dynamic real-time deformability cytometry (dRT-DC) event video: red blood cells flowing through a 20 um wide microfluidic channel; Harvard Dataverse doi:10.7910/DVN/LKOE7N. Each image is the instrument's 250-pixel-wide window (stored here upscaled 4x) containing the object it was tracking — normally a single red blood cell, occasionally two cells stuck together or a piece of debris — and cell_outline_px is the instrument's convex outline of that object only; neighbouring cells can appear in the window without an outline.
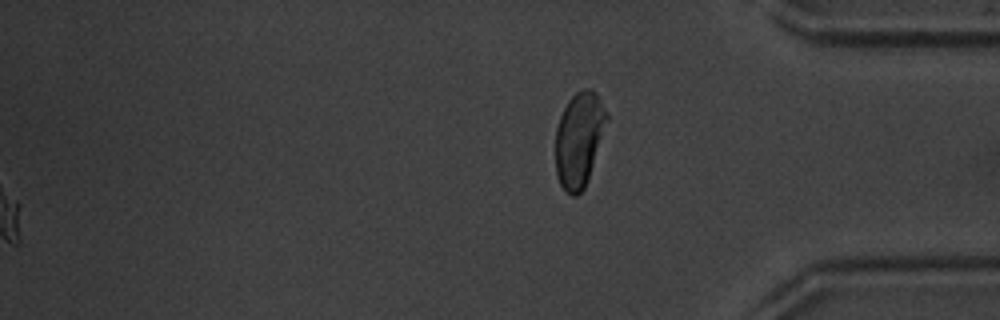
{"species": "common noctule bat (a hibernating species)", "species_latin": "Nyctalus noctula", "temperature_condition": "warm", "stored_images_in_passage": 36, "segment_of_instrument_passage": [2, 2], "camera_frame_rate_fps": 3000, "um_per_image_px": 0.085, "animal": {"sex": "male", "body_mass_g": 20.1, "forearm_length_mm": 53.5}, "frame": {"image": 1, "passage_image": 36, "time_ms": 11.667, "image_size_px": [1000, 320], "cell_outline_px": [[608, 120], [588, 180], [584, 188], [576, 196], [572, 196], [560, 184], [556, 176], [556, 128], [560, 116], [568, 100], [576, 92], [584, 88], [592, 88], [596, 92], [608, 116]], "centroid_in_image_um": [49.22, 11.83], "position_along_channel_um": 386.0, "area_um2": 28.21}}